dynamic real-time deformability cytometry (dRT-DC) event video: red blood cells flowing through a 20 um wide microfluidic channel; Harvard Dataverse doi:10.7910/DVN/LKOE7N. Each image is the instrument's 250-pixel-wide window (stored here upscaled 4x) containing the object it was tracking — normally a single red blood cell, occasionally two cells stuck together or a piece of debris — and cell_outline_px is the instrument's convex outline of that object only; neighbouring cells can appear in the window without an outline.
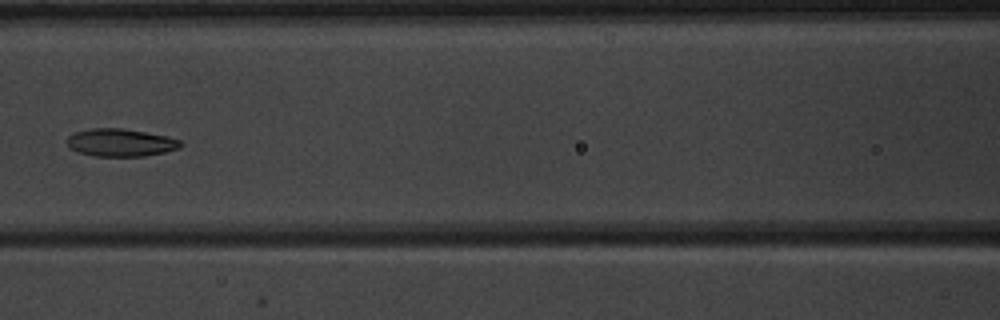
{"species": "common noctule bat (a hibernating species)", "species_latin": "Nyctalus noctula", "temperature_condition": "warm", "stored_images_in_passage": 6, "camera_frame_rate_fps": 3000, "um_per_image_px": 0.085, "animal": {"sex": "male", "body_mass_g": 20.1, "forearm_length_mm": 53.5}, "frame": {"image": 1, "passage_image": 6, "time_ms": 6.667, "image_size_px": [1000, 320], "cell_outline_px": [[184, 144], [180, 148], [164, 152], [144, 156], [92, 156], [80, 152], [72, 148], [64, 140], [72, 132], [92, 128], [124, 128], [168, 136], [180, 140]], "centroid_in_image_um": [10.25, 12.11], "position_along_channel_um": 156.3, "area_um2": 18.5}}